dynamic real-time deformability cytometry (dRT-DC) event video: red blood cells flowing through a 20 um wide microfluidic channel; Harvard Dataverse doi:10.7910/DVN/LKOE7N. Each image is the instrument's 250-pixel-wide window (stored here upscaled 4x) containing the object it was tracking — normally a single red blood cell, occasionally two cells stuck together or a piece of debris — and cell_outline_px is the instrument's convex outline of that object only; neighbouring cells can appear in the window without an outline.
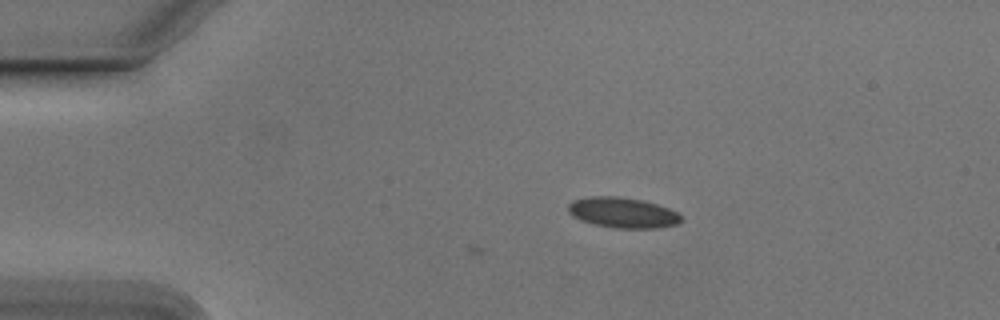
{"species": "Egyptian fruit bat (a non-hibernating species)", "species_latin": "Rousettus aegyptiacus", "temperature_condition": "cold", "stored_images_in_passage": 3, "camera_frame_rate_fps": 3000, "um_per_image_px": 0.085, "animal": {"sex": "male"}, "frame": {"image": 1, "passage_image": 3, "time_ms": 0.667, "image_size_px": [1000, 320], "cell_outline_px": [[684, 220], [676, 224], [656, 228], [616, 228], [592, 224], [580, 220], [572, 216], [568, 212], [568, 204], [572, 200], [592, 196], [616, 196], [644, 200], [668, 208], [676, 212]], "centroid_in_image_um": [52.9, 18.07], "position_along_channel_um": 32.1, "area_um2": 20.11}}